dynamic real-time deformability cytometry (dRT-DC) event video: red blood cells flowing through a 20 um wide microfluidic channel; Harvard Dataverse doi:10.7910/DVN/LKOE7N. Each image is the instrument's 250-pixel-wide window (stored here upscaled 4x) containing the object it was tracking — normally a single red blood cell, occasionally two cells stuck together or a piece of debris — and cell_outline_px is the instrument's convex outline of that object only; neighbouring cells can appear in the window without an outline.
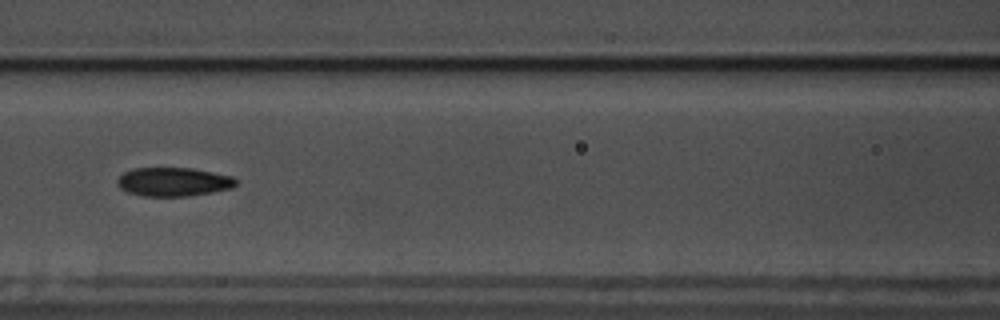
{"species": "common noctule bat (a hibernating species)", "species_latin": "Nyctalus noctula", "temperature_condition": "warm", "stored_images_in_passage": 27, "camera_frame_rate_fps": 3000, "um_per_image_px": 0.085, "animal": {"sex": "male", "body_mass_g": 17.5, "forearm_length_mm": 52.3}, "frame": {"image": 1, "passage_image": 15, "time_ms": 4.667, "image_size_px": [1000, 320], "cell_outline_px": [[232, 184], [216, 188], [196, 192], [140, 192], [128, 188], [120, 180], [124, 176], [132, 172], [156, 168], [172, 168], [200, 172], [220, 176], [232, 180]], "centroid_in_image_um": [14.69, 15.37], "position_along_channel_um": 151.9, "area_um2": 14.68}}
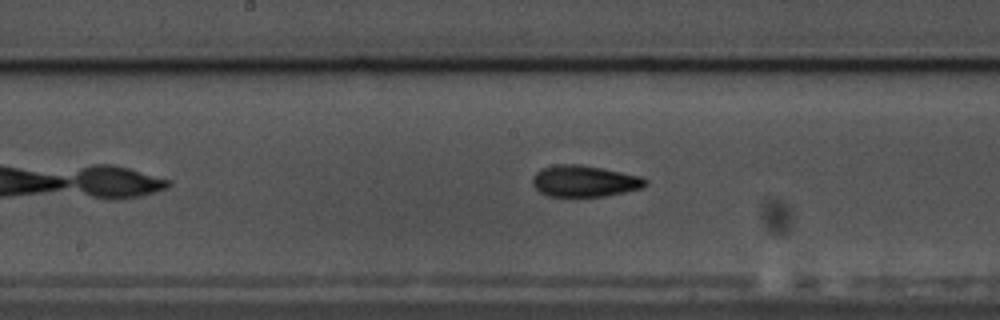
{"frame": {"image": 2, "passage_image": 19, "time_ms": 6.0, "image_size_px": [1000, 320], "cell_outline_px": [[640, 184], [628, 188], [608, 192], [580, 196], [552, 192], [544, 188], [536, 180], [544, 172], [564, 168], [588, 168], [608, 172], [640, 180]], "centroid_in_image_um": [49.66, 15.43], "position_along_channel_um": 198.5, "area_um2": 14.57}}
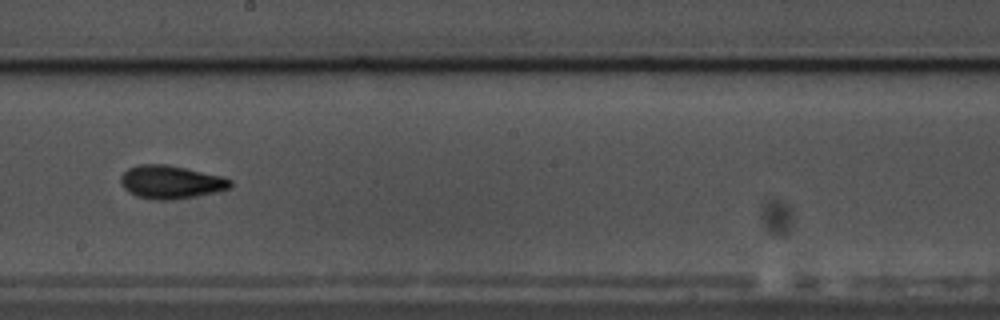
{"frame": {"image": 3, "passage_image": 22, "time_ms": 7.0, "image_size_px": [1000, 320], "cell_outline_px": [[228, 184], [220, 188], [200, 192], [176, 196], [152, 196], [136, 192], [124, 180], [128, 172], [136, 168], [172, 168], [192, 172], [228, 180]], "centroid_in_image_um": [14.53, 15.46], "position_along_channel_um": 233.7, "area_um2": 15.43}}